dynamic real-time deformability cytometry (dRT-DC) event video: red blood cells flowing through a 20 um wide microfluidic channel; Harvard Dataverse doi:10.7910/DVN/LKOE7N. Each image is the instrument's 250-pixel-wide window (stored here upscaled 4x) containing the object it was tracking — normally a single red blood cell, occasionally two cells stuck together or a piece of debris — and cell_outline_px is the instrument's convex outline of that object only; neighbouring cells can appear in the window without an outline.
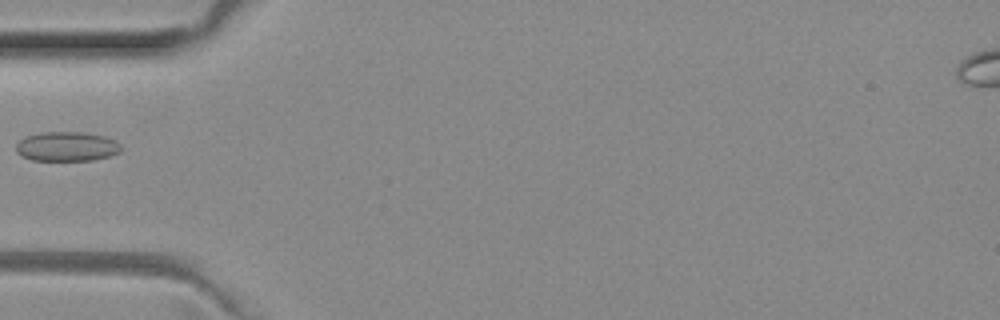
{"species": "common noctule bat (a hibernating species)", "species_latin": "Nyctalus noctula", "temperature_condition": "room temperature", "stored_images_in_passage": 7, "camera_frame_rate_fps": 3000, "um_per_image_px": 0.085, "animal": {"sex": "female", "body_mass_g": 29.2, "forearm_length_mm": 56.3}, "frame": {"image": 1, "passage_image": 1, "time_ms": 0.0, "image_size_px": [1000, 320], "cell_outline_px": [[120, 152], [108, 156], [92, 160], [32, 160], [20, 156], [16, 152], [16, 144], [24, 136], [40, 132], [84, 132], [104, 136], [116, 140], [120, 144]], "centroid_in_image_um": [5.64, 12.44], "position_along_channel_um": 79.4, "area_um2": 18.15}}
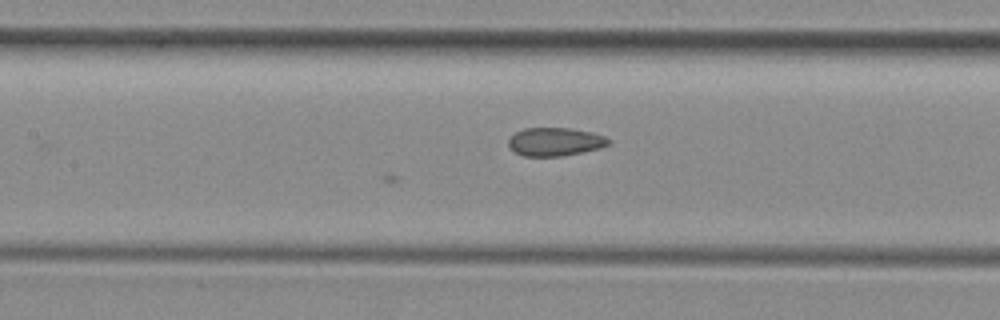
{"frame": {"image": 2, "passage_image": 7, "time_ms": 2.0, "image_size_px": [1000, 320], "cell_outline_px": [[612, 140], [608, 144], [600, 148], [564, 156], [524, 156], [516, 152], [508, 144], [508, 140], [516, 132], [524, 128], [568, 128], [592, 132], [604, 136]], "centroid_in_image_um": [47.2, 12.05], "position_along_channel_um": 160.2, "area_um2": 16.42}}